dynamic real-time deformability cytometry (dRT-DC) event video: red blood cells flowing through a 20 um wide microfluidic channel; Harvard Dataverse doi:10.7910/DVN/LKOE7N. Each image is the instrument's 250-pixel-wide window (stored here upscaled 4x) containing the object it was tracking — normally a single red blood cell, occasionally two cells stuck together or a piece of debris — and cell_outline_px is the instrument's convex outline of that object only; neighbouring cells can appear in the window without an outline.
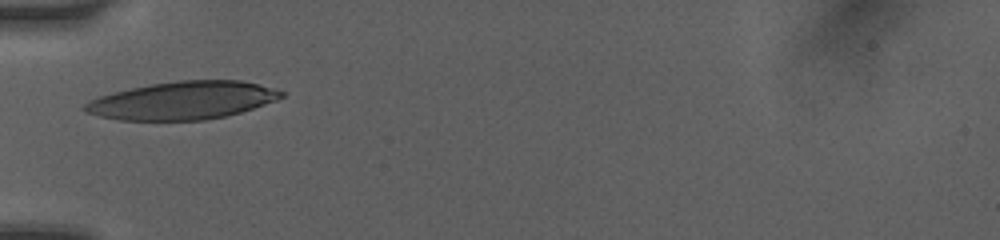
{"species": "human", "species_latin": "Homo sapiens", "temperature_condition": "room temperature", "stored_images_in_passage": 4, "camera_frame_rate_fps": 3000, "um_per_image_px": 0.085, "donor": {"sex": "female"}, "frame": {"image": 1, "passage_image": 1, "time_ms": 0.0, "image_size_px": [1000, 240], "cell_outline_px": [[284, 96], [276, 100], [240, 112], [224, 116], [204, 120], [120, 120], [100, 116], [84, 112], [80, 108], [88, 100], [112, 92], [152, 84], [176, 80], [240, 80], [256, 84], [284, 92]], "centroid_in_image_um": [15.46, 8.54], "position_along_channel_um": 69.5, "area_um2": 43.12}}
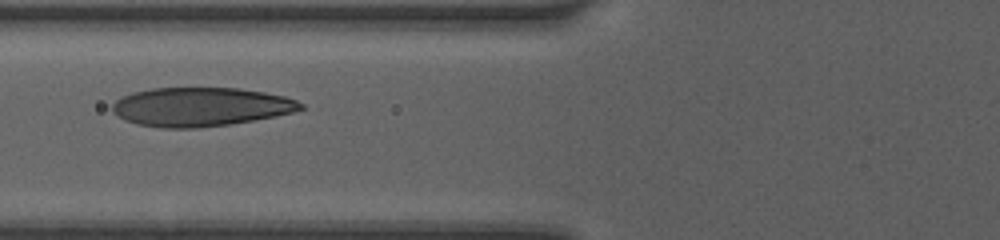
{"frame": {"image": 2, "passage_image": 3, "time_ms": 1.0, "image_size_px": [1000, 240], "cell_outline_px": [[304, 108], [292, 112], [276, 116], [228, 124], [196, 128], [160, 128], [136, 124], [124, 120], [112, 112], [112, 104], [120, 96], [132, 92], [152, 88], [240, 88], [264, 92], [284, 96], [296, 100], [304, 104]], "centroid_in_image_um": [17.01, 9.08], "position_along_channel_um": 108.8, "area_um2": 42.77}}